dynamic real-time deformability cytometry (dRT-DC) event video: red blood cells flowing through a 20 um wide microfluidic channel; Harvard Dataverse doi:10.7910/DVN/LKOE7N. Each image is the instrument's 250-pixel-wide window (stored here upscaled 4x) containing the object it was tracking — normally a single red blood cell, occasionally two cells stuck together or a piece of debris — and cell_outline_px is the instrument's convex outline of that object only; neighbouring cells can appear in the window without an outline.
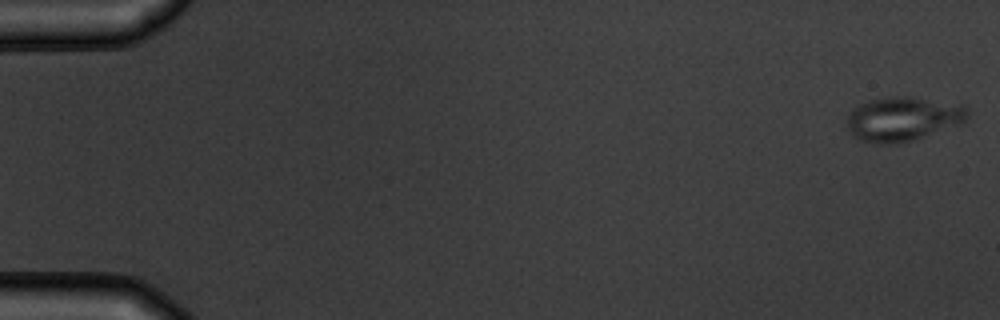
{"species": "common noctule bat (a hibernating species)", "species_latin": "Nyctalus noctula", "temperature_condition": "warm", "stored_images_in_passage": 6, "camera_frame_rate_fps": 3000, "um_per_image_px": 0.085, "animal": {"sex": "male", "body_mass_g": 19.5, "forearm_length_mm": 54.6}, "frame": {"image": 1, "passage_image": 1, "time_ms": 0.0, "image_size_px": [1000, 320], "cell_outline_px": [[968, 116], [960, 124], [900, 144], [876, 144], [860, 140], [852, 136], [848, 128], [848, 112], [852, 108], [868, 100], [892, 96], [908, 96], [964, 104], [968, 108]], "centroid_in_image_um": [76.73, 10.1], "position_along_channel_um": 8.3, "area_um2": 31.39}}